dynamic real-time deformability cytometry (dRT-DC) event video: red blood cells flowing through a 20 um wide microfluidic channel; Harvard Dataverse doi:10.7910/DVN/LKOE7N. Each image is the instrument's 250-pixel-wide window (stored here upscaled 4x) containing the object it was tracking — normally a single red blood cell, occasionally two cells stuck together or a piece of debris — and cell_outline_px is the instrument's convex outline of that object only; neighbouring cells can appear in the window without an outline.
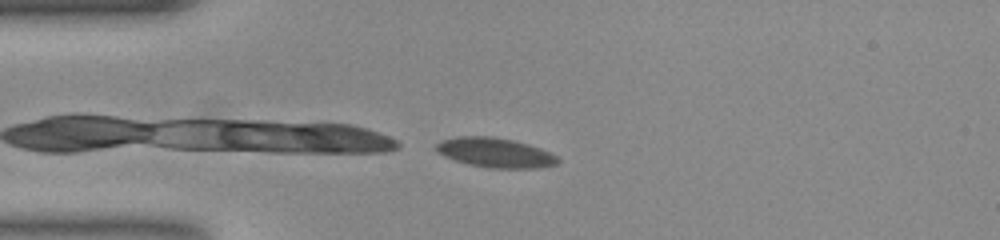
{"species": "common noctule bat (a hibernating species)", "species_latin": "Nyctalus noctula", "temperature_condition": "room temperature", "stored_images_in_passage": 5, "camera_frame_rate_fps": 3000, "um_per_image_px": 0.085, "animal": {"sex": "female", "body_mass_g": 23.0, "forearm_length_mm": 53.4}, "frame": {"image": 1, "passage_image": 5, "time_ms": 1.333, "image_size_px": [1000, 240], "cell_outline_px": [[560, 160], [556, 164], [540, 168], [488, 168], [468, 164], [444, 156], [436, 152], [432, 148], [440, 140], [456, 136], [492, 136], [512, 140], [528, 144], [540, 148], [556, 156]], "centroid_in_image_um": [42.03, 12.97], "position_along_channel_um": 43.0, "area_um2": 21.15}}